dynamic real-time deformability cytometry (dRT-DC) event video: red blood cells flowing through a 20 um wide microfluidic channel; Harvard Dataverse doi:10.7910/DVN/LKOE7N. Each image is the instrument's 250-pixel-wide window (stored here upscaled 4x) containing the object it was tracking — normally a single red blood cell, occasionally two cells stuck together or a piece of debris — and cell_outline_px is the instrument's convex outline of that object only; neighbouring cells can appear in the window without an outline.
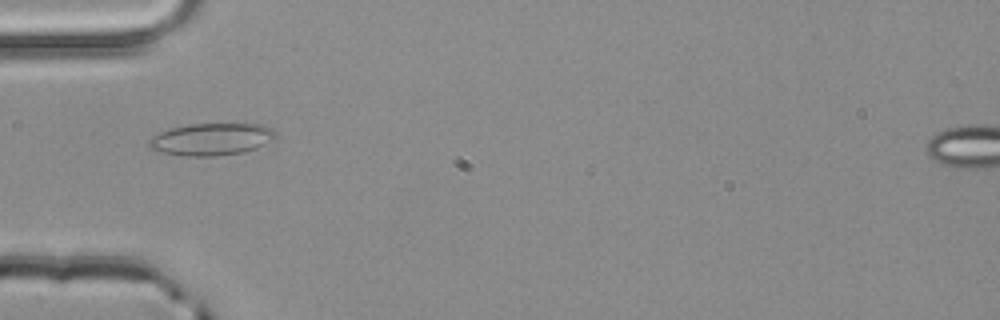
{"species": "common noctule bat (a hibernating species)", "species_latin": "Nyctalus noctula", "temperature_condition": "room temperature", "stored_images_in_passage": 1, "camera_frame_rate_fps": 3000, "um_per_image_px": 0.085, "animal": {"sex": "male", "body_mass_g": 20.4}, "frame": {"image": 1, "passage_image": 1, "time_ms": 0.0, "image_size_px": [1000, 320], "cell_outline_px": [[276, 136], [272, 140], [256, 148], [244, 152], [216, 156], [188, 156], [160, 152], [152, 148], [148, 144], [148, 140], [152, 136], [168, 128], [188, 124], [264, 124], [276, 132]], "centroid_in_image_um": [17.96, 11.83], "position_along_channel_um": 67.0, "area_um2": 23.76}}